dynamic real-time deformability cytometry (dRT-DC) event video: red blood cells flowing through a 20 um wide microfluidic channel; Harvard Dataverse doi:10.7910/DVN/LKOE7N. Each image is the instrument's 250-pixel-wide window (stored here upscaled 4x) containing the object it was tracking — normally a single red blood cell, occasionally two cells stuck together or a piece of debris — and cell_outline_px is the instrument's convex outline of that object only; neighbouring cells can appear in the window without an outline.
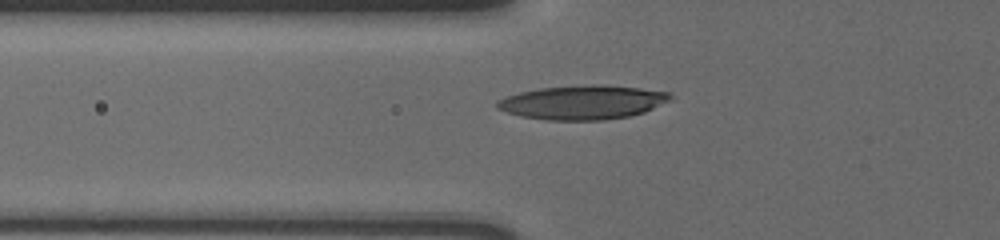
{"species": "human", "species_latin": "Homo sapiens", "temperature_condition": "cold", "stored_images_in_passage": 38, "camera_frame_rate_fps": 3000, "um_per_image_px": 0.085, "donor": {"sex": "male"}, "frame": {"image": 1, "passage_image": 2, "time_ms": 0.333, "image_size_px": [1000, 240], "cell_outline_px": [[672, 96], [668, 100], [644, 112], [628, 116], [604, 120], [548, 120], [520, 116], [496, 108], [496, 100], [504, 96], [520, 92], [540, 88], [592, 84], [600, 84], [640, 88], [668, 92]], "centroid_in_image_um": [49.47, 8.69], "position_along_channel_um": 76.3, "area_um2": 34.22}}
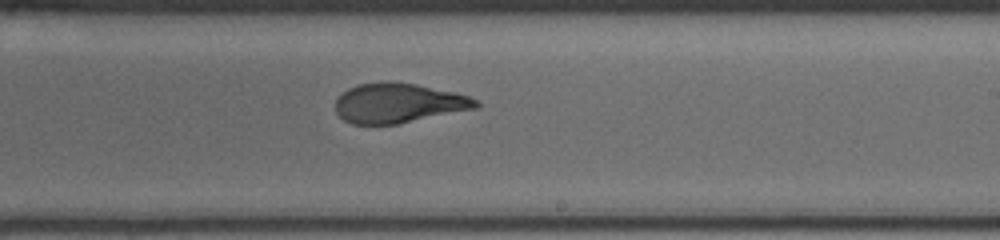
{"frame": {"image": 2, "passage_image": 17, "time_ms": 5.333, "image_size_px": [1000, 240], "cell_outline_px": [[480, 104], [476, 108], [396, 124], [352, 124], [344, 120], [336, 112], [336, 100], [348, 88], [360, 84], [380, 80], [388, 80], [416, 84], [456, 92], [468, 96], [476, 100]], "centroid_in_image_um": [33.85, 8.74], "position_along_channel_um": 255.1, "area_um2": 32.43}}
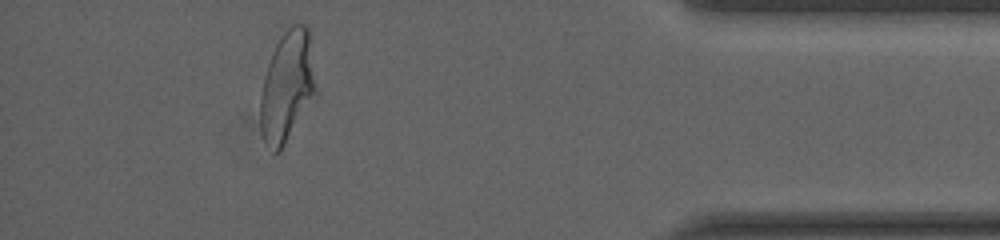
{"frame": {"image": 3, "passage_image": 33, "time_ms": 10.667, "image_size_px": [1000, 240], "cell_outline_px": [[316, 96], [284, 144], [276, 152], [264, 140], [260, 124], [260, 96], [264, 76], [272, 52], [280, 36], [292, 24], [304, 24], [308, 28], [316, 88]], "centroid_in_image_um": [24.4, 7.31], "position_along_channel_um": 410.8, "area_um2": 35.26}, "authors_computed_cell_mechanics": {"area_um2": 33.524, "velocity_mm_per_s": 3.5973, "shape_relaxation_time_tau1_ms": 7.4493, "shape_relaxation_time_tau2_ms": 1.1949, "deformation_change_tau1": 0.2493, "deformation_change_tau2": 0.0848}}